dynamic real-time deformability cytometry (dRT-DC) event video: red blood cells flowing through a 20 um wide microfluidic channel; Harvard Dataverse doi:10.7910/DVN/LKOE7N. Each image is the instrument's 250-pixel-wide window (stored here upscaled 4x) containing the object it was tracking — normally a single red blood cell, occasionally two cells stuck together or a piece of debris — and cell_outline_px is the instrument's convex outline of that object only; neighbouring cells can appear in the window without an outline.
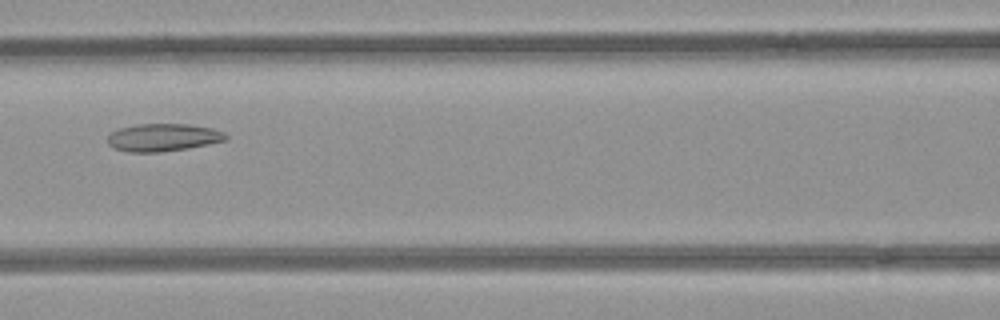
{"species": "common noctule bat (a hibernating species)", "species_latin": "Nyctalus noctula", "temperature_condition": "room temperature", "stored_images_in_passage": 4, "camera_frame_rate_fps": 3000, "um_per_image_px": 0.085, "animal": {"sex": "female", "body_mass_g": 21.9}, "frame": {"image": 1, "passage_image": 4, "time_ms": 1.0, "image_size_px": [1000, 320], "cell_outline_px": [[228, 136], [224, 140], [208, 144], [188, 148], [160, 152], [128, 152], [116, 148], [108, 144], [108, 136], [112, 132], [120, 128], [136, 124], [188, 124], [212, 128], [224, 132]], "centroid_in_image_um": [13.86, 11.68], "position_along_channel_um": 152.7, "area_um2": 18.9}}